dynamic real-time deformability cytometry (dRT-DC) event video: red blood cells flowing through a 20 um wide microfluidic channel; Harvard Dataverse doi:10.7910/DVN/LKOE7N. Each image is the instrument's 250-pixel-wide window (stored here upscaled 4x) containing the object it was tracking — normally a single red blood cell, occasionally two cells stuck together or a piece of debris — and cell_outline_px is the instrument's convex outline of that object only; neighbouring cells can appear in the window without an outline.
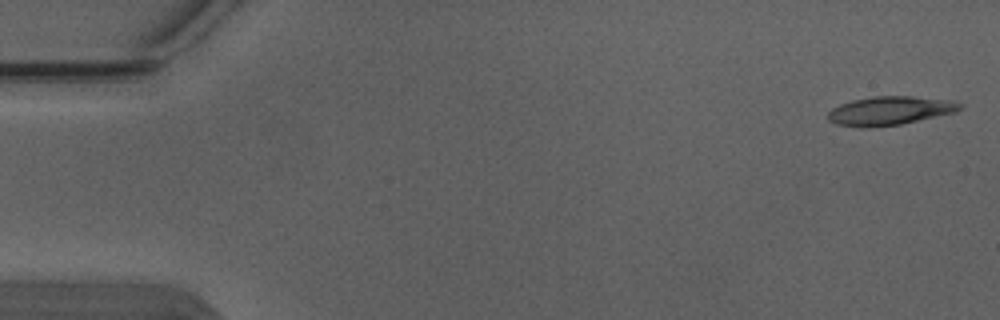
{"species": "Egyptian fruit bat (a non-hibernating species)", "species_latin": "Rousettus aegyptiacus", "temperature_condition": "warm", "stored_images_in_passage": 5, "camera_frame_rate_fps": 3000, "um_per_image_px": 0.085, "animal": {"sex": "male"}, "frame": {"image": 1, "passage_image": 1, "time_ms": 0.0, "image_size_px": [1000, 320], "cell_outline_px": [[964, 104], [956, 112], [900, 124], [868, 128], [860, 128], [836, 124], [828, 120], [828, 112], [832, 108], [840, 104], [852, 100], [872, 96], [912, 96], [948, 100]], "centroid_in_image_um": [75.59, 9.41], "position_along_channel_um": 9.4, "area_um2": 22.08}}
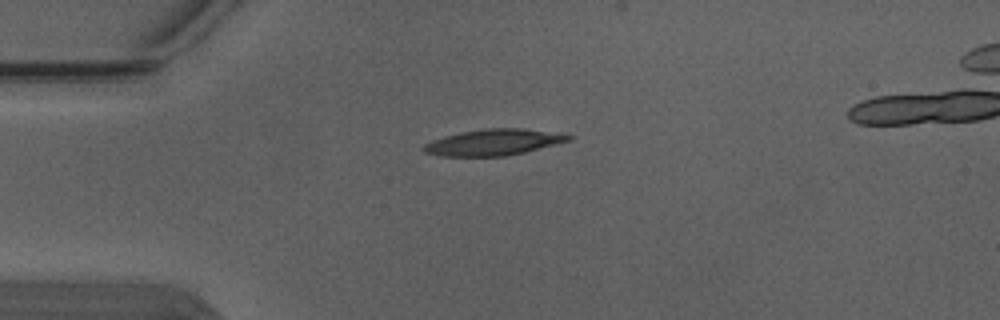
{"frame": {"image": 2, "passage_image": 4, "time_ms": 1.0, "image_size_px": [1000, 320], "cell_outline_px": [[572, 140], [508, 156], [440, 156], [424, 152], [420, 148], [424, 144], [432, 140], [444, 136], [460, 132], [484, 128], [520, 128], [572, 136]], "centroid_in_image_um": [41.86, 12.1], "position_along_channel_um": 43.1, "area_um2": 21.91}}